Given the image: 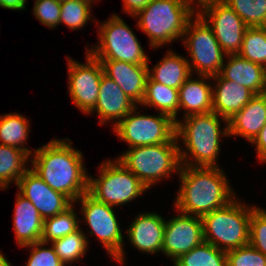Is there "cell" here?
<instances>
[{
  "mask_svg": "<svg viewBox=\"0 0 266 266\" xmlns=\"http://www.w3.org/2000/svg\"><path fill=\"white\" fill-rule=\"evenodd\" d=\"M99 44L87 52L97 60H118L136 65H148L140 42L121 17L114 14L99 25Z\"/></svg>",
  "mask_w": 266,
  "mask_h": 266,
  "instance_id": "cell-7",
  "label": "cell"
},
{
  "mask_svg": "<svg viewBox=\"0 0 266 266\" xmlns=\"http://www.w3.org/2000/svg\"><path fill=\"white\" fill-rule=\"evenodd\" d=\"M176 135L167 143L137 146L117 157L128 170L150 189V186L172 172L179 173L181 159Z\"/></svg>",
  "mask_w": 266,
  "mask_h": 266,
  "instance_id": "cell-6",
  "label": "cell"
},
{
  "mask_svg": "<svg viewBox=\"0 0 266 266\" xmlns=\"http://www.w3.org/2000/svg\"><path fill=\"white\" fill-rule=\"evenodd\" d=\"M260 162H266V122L257 137L253 140Z\"/></svg>",
  "mask_w": 266,
  "mask_h": 266,
  "instance_id": "cell-38",
  "label": "cell"
},
{
  "mask_svg": "<svg viewBox=\"0 0 266 266\" xmlns=\"http://www.w3.org/2000/svg\"><path fill=\"white\" fill-rule=\"evenodd\" d=\"M178 175L181 185L174 203L178 212L202 218L235 199L236 194L219 167L181 166Z\"/></svg>",
  "mask_w": 266,
  "mask_h": 266,
  "instance_id": "cell-2",
  "label": "cell"
},
{
  "mask_svg": "<svg viewBox=\"0 0 266 266\" xmlns=\"http://www.w3.org/2000/svg\"><path fill=\"white\" fill-rule=\"evenodd\" d=\"M191 8H193V5L195 3V1H197L196 3H198V7H199V10L200 8L208 5V4H211L213 2H216V1H220V0H184Z\"/></svg>",
  "mask_w": 266,
  "mask_h": 266,
  "instance_id": "cell-41",
  "label": "cell"
},
{
  "mask_svg": "<svg viewBox=\"0 0 266 266\" xmlns=\"http://www.w3.org/2000/svg\"><path fill=\"white\" fill-rule=\"evenodd\" d=\"M95 0H67L61 3L60 23L72 30L85 26L91 18V4Z\"/></svg>",
  "mask_w": 266,
  "mask_h": 266,
  "instance_id": "cell-33",
  "label": "cell"
},
{
  "mask_svg": "<svg viewBox=\"0 0 266 266\" xmlns=\"http://www.w3.org/2000/svg\"><path fill=\"white\" fill-rule=\"evenodd\" d=\"M137 104L131 100L110 77L102 74L99 95L95 108L89 113L97 112L101 124L115 121V126L131 112Z\"/></svg>",
  "mask_w": 266,
  "mask_h": 266,
  "instance_id": "cell-17",
  "label": "cell"
},
{
  "mask_svg": "<svg viewBox=\"0 0 266 266\" xmlns=\"http://www.w3.org/2000/svg\"><path fill=\"white\" fill-rule=\"evenodd\" d=\"M48 243L36 242L22 247L31 248L26 266H66L56 254L53 246L44 248Z\"/></svg>",
  "mask_w": 266,
  "mask_h": 266,
  "instance_id": "cell-36",
  "label": "cell"
},
{
  "mask_svg": "<svg viewBox=\"0 0 266 266\" xmlns=\"http://www.w3.org/2000/svg\"><path fill=\"white\" fill-rule=\"evenodd\" d=\"M34 150L31 169L53 190L73 203L88 192L89 175L82 153L72 148L70 139H52Z\"/></svg>",
  "mask_w": 266,
  "mask_h": 266,
  "instance_id": "cell-1",
  "label": "cell"
},
{
  "mask_svg": "<svg viewBox=\"0 0 266 266\" xmlns=\"http://www.w3.org/2000/svg\"><path fill=\"white\" fill-rule=\"evenodd\" d=\"M265 122L266 95L258 94L228 121L229 136H241L252 143Z\"/></svg>",
  "mask_w": 266,
  "mask_h": 266,
  "instance_id": "cell-21",
  "label": "cell"
},
{
  "mask_svg": "<svg viewBox=\"0 0 266 266\" xmlns=\"http://www.w3.org/2000/svg\"><path fill=\"white\" fill-rule=\"evenodd\" d=\"M249 244L266 256V210L256 207L250 218Z\"/></svg>",
  "mask_w": 266,
  "mask_h": 266,
  "instance_id": "cell-35",
  "label": "cell"
},
{
  "mask_svg": "<svg viewBox=\"0 0 266 266\" xmlns=\"http://www.w3.org/2000/svg\"><path fill=\"white\" fill-rule=\"evenodd\" d=\"M204 242L202 218L184 214L165 221L164 241L162 253L177 260L182 254L188 253Z\"/></svg>",
  "mask_w": 266,
  "mask_h": 266,
  "instance_id": "cell-14",
  "label": "cell"
},
{
  "mask_svg": "<svg viewBox=\"0 0 266 266\" xmlns=\"http://www.w3.org/2000/svg\"><path fill=\"white\" fill-rule=\"evenodd\" d=\"M165 221L157 213H140L127 229L130 243L147 254L162 252Z\"/></svg>",
  "mask_w": 266,
  "mask_h": 266,
  "instance_id": "cell-18",
  "label": "cell"
},
{
  "mask_svg": "<svg viewBox=\"0 0 266 266\" xmlns=\"http://www.w3.org/2000/svg\"><path fill=\"white\" fill-rule=\"evenodd\" d=\"M30 156L19 148L0 144V189L5 190L30 169L25 164Z\"/></svg>",
  "mask_w": 266,
  "mask_h": 266,
  "instance_id": "cell-26",
  "label": "cell"
},
{
  "mask_svg": "<svg viewBox=\"0 0 266 266\" xmlns=\"http://www.w3.org/2000/svg\"><path fill=\"white\" fill-rule=\"evenodd\" d=\"M76 201L81 202V212L91 229L90 235H96L109 255L123 265L124 237L113 207L96 200L88 192Z\"/></svg>",
  "mask_w": 266,
  "mask_h": 266,
  "instance_id": "cell-11",
  "label": "cell"
},
{
  "mask_svg": "<svg viewBox=\"0 0 266 266\" xmlns=\"http://www.w3.org/2000/svg\"><path fill=\"white\" fill-rule=\"evenodd\" d=\"M137 107L113 126L116 135L127 142L129 148L167 143L175 136L176 124L169 115H144L136 112Z\"/></svg>",
  "mask_w": 266,
  "mask_h": 266,
  "instance_id": "cell-10",
  "label": "cell"
},
{
  "mask_svg": "<svg viewBox=\"0 0 266 266\" xmlns=\"http://www.w3.org/2000/svg\"><path fill=\"white\" fill-rule=\"evenodd\" d=\"M13 264H11L6 257H4V255L0 252V266H12Z\"/></svg>",
  "mask_w": 266,
  "mask_h": 266,
  "instance_id": "cell-42",
  "label": "cell"
},
{
  "mask_svg": "<svg viewBox=\"0 0 266 266\" xmlns=\"http://www.w3.org/2000/svg\"><path fill=\"white\" fill-rule=\"evenodd\" d=\"M56 1L62 3V2H65L67 0H56Z\"/></svg>",
  "mask_w": 266,
  "mask_h": 266,
  "instance_id": "cell-43",
  "label": "cell"
},
{
  "mask_svg": "<svg viewBox=\"0 0 266 266\" xmlns=\"http://www.w3.org/2000/svg\"><path fill=\"white\" fill-rule=\"evenodd\" d=\"M174 266H227L225 251L203 242L173 262Z\"/></svg>",
  "mask_w": 266,
  "mask_h": 266,
  "instance_id": "cell-28",
  "label": "cell"
},
{
  "mask_svg": "<svg viewBox=\"0 0 266 266\" xmlns=\"http://www.w3.org/2000/svg\"><path fill=\"white\" fill-rule=\"evenodd\" d=\"M238 54L266 68V26L247 27Z\"/></svg>",
  "mask_w": 266,
  "mask_h": 266,
  "instance_id": "cell-31",
  "label": "cell"
},
{
  "mask_svg": "<svg viewBox=\"0 0 266 266\" xmlns=\"http://www.w3.org/2000/svg\"><path fill=\"white\" fill-rule=\"evenodd\" d=\"M229 60L221 67L219 75L247 87L255 95L264 94L266 88V68L253 63L239 54L226 55Z\"/></svg>",
  "mask_w": 266,
  "mask_h": 266,
  "instance_id": "cell-20",
  "label": "cell"
},
{
  "mask_svg": "<svg viewBox=\"0 0 266 266\" xmlns=\"http://www.w3.org/2000/svg\"><path fill=\"white\" fill-rule=\"evenodd\" d=\"M237 200L202 217L204 241L225 252L249 244L250 218L256 207Z\"/></svg>",
  "mask_w": 266,
  "mask_h": 266,
  "instance_id": "cell-5",
  "label": "cell"
},
{
  "mask_svg": "<svg viewBox=\"0 0 266 266\" xmlns=\"http://www.w3.org/2000/svg\"><path fill=\"white\" fill-rule=\"evenodd\" d=\"M217 83L212 88V112L229 121L255 96V94L232 80L223 79L219 74L211 77Z\"/></svg>",
  "mask_w": 266,
  "mask_h": 266,
  "instance_id": "cell-19",
  "label": "cell"
},
{
  "mask_svg": "<svg viewBox=\"0 0 266 266\" xmlns=\"http://www.w3.org/2000/svg\"><path fill=\"white\" fill-rule=\"evenodd\" d=\"M77 218L72 205L66 211L45 219L41 241L49 244L53 240L77 231L80 228V219L77 220Z\"/></svg>",
  "mask_w": 266,
  "mask_h": 266,
  "instance_id": "cell-29",
  "label": "cell"
},
{
  "mask_svg": "<svg viewBox=\"0 0 266 266\" xmlns=\"http://www.w3.org/2000/svg\"><path fill=\"white\" fill-rule=\"evenodd\" d=\"M26 0H0V7L11 10H25Z\"/></svg>",
  "mask_w": 266,
  "mask_h": 266,
  "instance_id": "cell-40",
  "label": "cell"
},
{
  "mask_svg": "<svg viewBox=\"0 0 266 266\" xmlns=\"http://www.w3.org/2000/svg\"><path fill=\"white\" fill-rule=\"evenodd\" d=\"M103 72L137 105L145 95L148 65H136L118 60H99Z\"/></svg>",
  "mask_w": 266,
  "mask_h": 266,
  "instance_id": "cell-16",
  "label": "cell"
},
{
  "mask_svg": "<svg viewBox=\"0 0 266 266\" xmlns=\"http://www.w3.org/2000/svg\"><path fill=\"white\" fill-rule=\"evenodd\" d=\"M140 105L153 107L159 113L169 115L175 124L178 122L176 117L179 111L178 89L152 81L147 77L145 95Z\"/></svg>",
  "mask_w": 266,
  "mask_h": 266,
  "instance_id": "cell-25",
  "label": "cell"
},
{
  "mask_svg": "<svg viewBox=\"0 0 266 266\" xmlns=\"http://www.w3.org/2000/svg\"><path fill=\"white\" fill-rule=\"evenodd\" d=\"M196 10L184 0H152L135 17L137 26L150 39L154 49L183 38L186 26Z\"/></svg>",
  "mask_w": 266,
  "mask_h": 266,
  "instance_id": "cell-4",
  "label": "cell"
},
{
  "mask_svg": "<svg viewBox=\"0 0 266 266\" xmlns=\"http://www.w3.org/2000/svg\"><path fill=\"white\" fill-rule=\"evenodd\" d=\"M226 127L221 130V122ZM176 138L183 142L185 149L179 145L182 166L220 167L216 163L220 152V137L228 136V121L215 112L191 115L176 123ZM192 160H190V156ZM195 161V162H194Z\"/></svg>",
  "mask_w": 266,
  "mask_h": 266,
  "instance_id": "cell-3",
  "label": "cell"
},
{
  "mask_svg": "<svg viewBox=\"0 0 266 266\" xmlns=\"http://www.w3.org/2000/svg\"><path fill=\"white\" fill-rule=\"evenodd\" d=\"M192 75L178 89L179 110L183 109L184 118L191 115L206 114L212 112L213 86L204 80L210 76L199 75V79L191 78Z\"/></svg>",
  "mask_w": 266,
  "mask_h": 266,
  "instance_id": "cell-23",
  "label": "cell"
},
{
  "mask_svg": "<svg viewBox=\"0 0 266 266\" xmlns=\"http://www.w3.org/2000/svg\"><path fill=\"white\" fill-rule=\"evenodd\" d=\"M152 0H123V10L132 17H135Z\"/></svg>",
  "mask_w": 266,
  "mask_h": 266,
  "instance_id": "cell-39",
  "label": "cell"
},
{
  "mask_svg": "<svg viewBox=\"0 0 266 266\" xmlns=\"http://www.w3.org/2000/svg\"><path fill=\"white\" fill-rule=\"evenodd\" d=\"M44 219L36 207L23 195L17 193L14 209L13 228L16 242L25 246L41 241Z\"/></svg>",
  "mask_w": 266,
  "mask_h": 266,
  "instance_id": "cell-22",
  "label": "cell"
},
{
  "mask_svg": "<svg viewBox=\"0 0 266 266\" xmlns=\"http://www.w3.org/2000/svg\"><path fill=\"white\" fill-rule=\"evenodd\" d=\"M100 176L89 175L88 193L96 200L115 207L138 198L148 188L117 159L103 162Z\"/></svg>",
  "mask_w": 266,
  "mask_h": 266,
  "instance_id": "cell-8",
  "label": "cell"
},
{
  "mask_svg": "<svg viewBox=\"0 0 266 266\" xmlns=\"http://www.w3.org/2000/svg\"><path fill=\"white\" fill-rule=\"evenodd\" d=\"M28 132L29 121L25 116L18 113L0 115V144L19 148L31 156L32 150L23 146L28 139Z\"/></svg>",
  "mask_w": 266,
  "mask_h": 266,
  "instance_id": "cell-27",
  "label": "cell"
},
{
  "mask_svg": "<svg viewBox=\"0 0 266 266\" xmlns=\"http://www.w3.org/2000/svg\"><path fill=\"white\" fill-rule=\"evenodd\" d=\"M16 186L19 193L36 207L44 220L66 211L73 205L67 196L53 190L31 168Z\"/></svg>",
  "mask_w": 266,
  "mask_h": 266,
  "instance_id": "cell-15",
  "label": "cell"
},
{
  "mask_svg": "<svg viewBox=\"0 0 266 266\" xmlns=\"http://www.w3.org/2000/svg\"><path fill=\"white\" fill-rule=\"evenodd\" d=\"M67 59L69 95L78 109L84 114H89L97 103L100 81L104 73L102 64L88 52L85 64L78 63L71 57Z\"/></svg>",
  "mask_w": 266,
  "mask_h": 266,
  "instance_id": "cell-12",
  "label": "cell"
},
{
  "mask_svg": "<svg viewBox=\"0 0 266 266\" xmlns=\"http://www.w3.org/2000/svg\"><path fill=\"white\" fill-rule=\"evenodd\" d=\"M33 14L50 29L60 24L61 3L56 0H35Z\"/></svg>",
  "mask_w": 266,
  "mask_h": 266,
  "instance_id": "cell-37",
  "label": "cell"
},
{
  "mask_svg": "<svg viewBox=\"0 0 266 266\" xmlns=\"http://www.w3.org/2000/svg\"><path fill=\"white\" fill-rule=\"evenodd\" d=\"M188 60L189 59L169 50L164 58H162L161 61L152 68V70L148 64V77L152 81L179 89L192 75Z\"/></svg>",
  "mask_w": 266,
  "mask_h": 266,
  "instance_id": "cell-24",
  "label": "cell"
},
{
  "mask_svg": "<svg viewBox=\"0 0 266 266\" xmlns=\"http://www.w3.org/2000/svg\"><path fill=\"white\" fill-rule=\"evenodd\" d=\"M227 266H266V256L250 244L226 252Z\"/></svg>",
  "mask_w": 266,
  "mask_h": 266,
  "instance_id": "cell-34",
  "label": "cell"
},
{
  "mask_svg": "<svg viewBox=\"0 0 266 266\" xmlns=\"http://www.w3.org/2000/svg\"><path fill=\"white\" fill-rule=\"evenodd\" d=\"M248 27L266 26V0H223Z\"/></svg>",
  "mask_w": 266,
  "mask_h": 266,
  "instance_id": "cell-32",
  "label": "cell"
},
{
  "mask_svg": "<svg viewBox=\"0 0 266 266\" xmlns=\"http://www.w3.org/2000/svg\"><path fill=\"white\" fill-rule=\"evenodd\" d=\"M196 12L212 28L213 34L226 55L240 52L243 35L248 26L233 9L220 0Z\"/></svg>",
  "mask_w": 266,
  "mask_h": 266,
  "instance_id": "cell-13",
  "label": "cell"
},
{
  "mask_svg": "<svg viewBox=\"0 0 266 266\" xmlns=\"http://www.w3.org/2000/svg\"><path fill=\"white\" fill-rule=\"evenodd\" d=\"M194 18V21L192 18L189 20L181 39L192 60H188L191 74L196 71L198 76H216L221 70L226 54L206 21L198 13Z\"/></svg>",
  "mask_w": 266,
  "mask_h": 266,
  "instance_id": "cell-9",
  "label": "cell"
},
{
  "mask_svg": "<svg viewBox=\"0 0 266 266\" xmlns=\"http://www.w3.org/2000/svg\"><path fill=\"white\" fill-rule=\"evenodd\" d=\"M88 237L79 228L77 231L50 242L56 254L65 265H70L84 257L87 251Z\"/></svg>",
  "mask_w": 266,
  "mask_h": 266,
  "instance_id": "cell-30",
  "label": "cell"
}]
</instances>
